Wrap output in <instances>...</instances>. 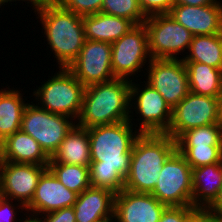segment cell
I'll use <instances>...</instances> for the list:
<instances>
[{
  "mask_svg": "<svg viewBox=\"0 0 222 222\" xmlns=\"http://www.w3.org/2000/svg\"><path fill=\"white\" fill-rule=\"evenodd\" d=\"M130 120L88 128L92 187L107 189L118 194L124 189L129 172L132 148L140 132Z\"/></svg>",
  "mask_w": 222,
  "mask_h": 222,
  "instance_id": "1",
  "label": "cell"
},
{
  "mask_svg": "<svg viewBox=\"0 0 222 222\" xmlns=\"http://www.w3.org/2000/svg\"><path fill=\"white\" fill-rule=\"evenodd\" d=\"M130 85L131 80L115 78L85 87L77 125L88 129L132 121V115H129L133 113L130 110Z\"/></svg>",
  "mask_w": 222,
  "mask_h": 222,
  "instance_id": "2",
  "label": "cell"
},
{
  "mask_svg": "<svg viewBox=\"0 0 222 222\" xmlns=\"http://www.w3.org/2000/svg\"><path fill=\"white\" fill-rule=\"evenodd\" d=\"M176 150V141L169 135L140 134L132 148L124 189L151 194L162 166Z\"/></svg>",
  "mask_w": 222,
  "mask_h": 222,
  "instance_id": "3",
  "label": "cell"
},
{
  "mask_svg": "<svg viewBox=\"0 0 222 222\" xmlns=\"http://www.w3.org/2000/svg\"><path fill=\"white\" fill-rule=\"evenodd\" d=\"M36 12L58 67L68 68L86 40L82 16L63 9L54 0Z\"/></svg>",
  "mask_w": 222,
  "mask_h": 222,
  "instance_id": "4",
  "label": "cell"
},
{
  "mask_svg": "<svg viewBox=\"0 0 222 222\" xmlns=\"http://www.w3.org/2000/svg\"><path fill=\"white\" fill-rule=\"evenodd\" d=\"M59 70L39 86L33 95L40 101V108L76 120L82 110L85 86L67 68Z\"/></svg>",
  "mask_w": 222,
  "mask_h": 222,
  "instance_id": "5",
  "label": "cell"
},
{
  "mask_svg": "<svg viewBox=\"0 0 222 222\" xmlns=\"http://www.w3.org/2000/svg\"><path fill=\"white\" fill-rule=\"evenodd\" d=\"M143 24L152 59H179L177 55L189 49L192 33L169 13L148 16Z\"/></svg>",
  "mask_w": 222,
  "mask_h": 222,
  "instance_id": "6",
  "label": "cell"
},
{
  "mask_svg": "<svg viewBox=\"0 0 222 222\" xmlns=\"http://www.w3.org/2000/svg\"><path fill=\"white\" fill-rule=\"evenodd\" d=\"M72 120V121H71ZM70 117L54 114L40 108L37 103H27L20 130L32 136L45 154L51 158L66 134L76 124Z\"/></svg>",
  "mask_w": 222,
  "mask_h": 222,
  "instance_id": "7",
  "label": "cell"
},
{
  "mask_svg": "<svg viewBox=\"0 0 222 222\" xmlns=\"http://www.w3.org/2000/svg\"><path fill=\"white\" fill-rule=\"evenodd\" d=\"M151 193L167 206H192V168L176 150L164 163Z\"/></svg>",
  "mask_w": 222,
  "mask_h": 222,
  "instance_id": "8",
  "label": "cell"
},
{
  "mask_svg": "<svg viewBox=\"0 0 222 222\" xmlns=\"http://www.w3.org/2000/svg\"><path fill=\"white\" fill-rule=\"evenodd\" d=\"M221 97H211L189 92L188 95L172 109L171 123L166 135L175 141L186 131L218 124Z\"/></svg>",
  "mask_w": 222,
  "mask_h": 222,
  "instance_id": "9",
  "label": "cell"
},
{
  "mask_svg": "<svg viewBox=\"0 0 222 222\" xmlns=\"http://www.w3.org/2000/svg\"><path fill=\"white\" fill-rule=\"evenodd\" d=\"M151 59L144 24L136 25L111 44V67L115 78L130 80L129 77L141 72L139 69Z\"/></svg>",
  "mask_w": 222,
  "mask_h": 222,
  "instance_id": "10",
  "label": "cell"
},
{
  "mask_svg": "<svg viewBox=\"0 0 222 222\" xmlns=\"http://www.w3.org/2000/svg\"><path fill=\"white\" fill-rule=\"evenodd\" d=\"M145 85L140 89L139 84L136 85L131 79L130 108L135 105L136 114L142 120L137 130L141 134H166L171 123L172 109L153 86L147 82Z\"/></svg>",
  "mask_w": 222,
  "mask_h": 222,
  "instance_id": "11",
  "label": "cell"
},
{
  "mask_svg": "<svg viewBox=\"0 0 222 222\" xmlns=\"http://www.w3.org/2000/svg\"><path fill=\"white\" fill-rule=\"evenodd\" d=\"M147 83L153 86L173 109L190 92L188 74L182 59L148 61Z\"/></svg>",
  "mask_w": 222,
  "mask_h": 222,
  "instance_id": "12",
  "label": "cell"
},
{
  "mask_svg": "<svg viewBox=\"0 0 222 222\" xmlns=\"http://www.w3.org/2000/svg\"><path fill=\"white\" fill-rule=\"evenodd\" d=\"M85 87L115 79L111 43L86 39L78 57L67 68Z\"/></svg>",
  "mask_w": 222,
  "mask_h": 222,
  "instance_id": "13",
  "label": "cell"
},
{
  "mask_svg": "<svg viewBox=\"0 0 222 222\" xmlns=\"http://www.w3.org/2000/svg\"><path fill=\"white\" fill-rule=\"evenodd\" d=\"M47 168L48 165L1 161L0 183L2 197L17 200L19 203L16 204V207L26 210V206L34 196L38 181Z\"/></svg>",
  "mask_w": 222,
  "mask_h": 222,
  "instance_id": "14",
  "label": "cell"
},
{
  "mask_svg": "<svg viewBox=\"0 0 222 222\" xmlns=\"http://www.w3.org/2000/svg\"><path fill=\"white\" fill-rule=\"evenodd\" d=\"M77 196V193L66 188L53 172L47 168L42 173L34 196L26 206L25 211H32V215H29L28 218L34 220L36 216L39 217L40 215L41 217L43 214L74 206Z\"/></svg>",
  "mask_w": 222,
  "mask_h": 222,
  "instance_id": "15",
  "label": "cell"
},
{
  "mask_svg": "<svg viewBox=\"0 0 222 222\" xmlns=\"http://www.w3.org/2000/svg\"><path fill=\"white\" fill-rule=\"evenodd\" d=\"M168 206L150 193L126 189L115 195L114 222H159Z\"/></svg>",
  "mask_w": 222,
  "mask_h": 222,
  "instance_id": "16",
  "label": "cell"
},
{
  "mask_svg": "<svg viewBox=\"0 0 222 222\" xmlns=\"http://www.w3.org/2000/svg\"><path fill=\"white\" fill-rule=\"evenodd\" d=\"M169 14L193 36L222 33L221 1L204 6L174 4Z\"/></svg>",
  "mask_w": 222,
  "mask_h": 222,
  "instance_id": "17",
  "label": "cell"
},
{
  "mask_svg": "<svg viewBox=\"0 0 222 222\" xmlns=\"http://www.w3.org/2000/svg\"><path fill=\"white\" fill-rule=\"evenodd\" d=\"M115 193L90 186L77 196L74 203L76 222L114 219Z\"/></svg>",
  "mask_w": 222,
  "mask_h": 222,
  "instance_id": "18",
  "label": "cell"
},
{
  "mask_svg": "<svg viewBox=\"0 0 222 222\" xmlns=\"http://www.w3.org/2000/svg\"><path fill=\"white\" fill-rule=\"evenodd\" d=\"M222 187V162L192 168V206L206 210Z\"/></svg>",
  "mask_w": 222,
  "mask_h": 222,
  "instance_id": "19",
  "label": "cell"
},
{
  "mask_svg": "<svg viewBox=\"0 0 222 222\" xmlns=\"http://www.w3.org/2000/svg\"><path fill=\"white\" fill-rule=\"evenodd\" d=\"M85 39L114 43L136 25L128 19L96 13L82 16Z\"/></svg>",
  "mask_w": 222,
  "mask_h": 222,
  "instance_id": "20",
  "label": "cell"
},
{
  "mask_svg": "<svg viewBox=\"0 0 222 222\" xmlns=\"http://www.w3.org/2000/svg\"><path fill=\"white\" fill-rule=\"evenodd\" d=\"M49 160L39 143L29 134L19 130L5 138L2 161L48 165Z\"/></svg>",
  "mask_w": 222,
  "mask_h": 222,
  "instance_id": "21",
  "label": "cell"
},
{
  "mask_svg": "<svg viewBox=\"0 0 222 222\" xmlns=\"http://www.w3.org/2000/svg\"><path fill=\"white\" fill-rule=\"evenodd\" d=\"M49 162L75 164L89 167L91 164L90 142L87 128L74 125L66 134Z\"/></svg>",
  "mask_w": 222,
  "mask_h": 222,
  "instance_id": "22",
  "label": "cell"
},
{
  "mask_svg": "<svg viewBox=\"0 0 222 222\" xmlns=\"http://www.w3.org/2000/svg\"><path fill=\"white\" fill-rule=\"evenodd\" d=\"M188 74L190 92L222 97V69L199 62H184Z\"/></svg>",
  "mask_w": 222,
  "mask_h": 222,
  "instance_id": "23",
  "label": "cell"
},
{
  "mask_svg": "<svg viewBox=\"0 0 222 222\" xmlns=\"http://www.w3.org/2000/svg\"><path fill=\"white\" fill-rule=\"evenodd\" d=\"M189 55L184 62H199L222 69V33L193 36L189 46Z\"/></svg>",
  "mask_w": 222,
  "mask_h": 222,
  "instance_id": "24",
  "label": "cell"
},
{
  "mask_svg": "<svg viewBox=\"0 0 222 222\" xmlns=\"http://www.w3.org/2000/svg\"><path fill=\"white\" fill-rule=\"evenodd\" d=\"M22 94L18 90H0V135L4 139L19 131L24 109Z\"/></svg>",
  "mask_w": 222,
  "mask_h": 222,
  "instance_id": "25",
  "label": "cell"
},
{
  "mask_svg": "<svg viewBox=\"0 0 222 222\" xmlns=\"http://www.w3.org/2000/svg\"><path fill=\"white\" fill-rule=\"evenodd\" d=\"M48 168L66 188L78 195L91 186L87 166L49 162Z\"/></svg>",
  "mask_w": 222,
  "mask_h": 222,
  "instance_id": "26",
  "label": "cell"
},
{
  "mask_svg": "<svg viewBox=\"0 0 222 222\" xmlns=\"http://www.w3.org/2000/svg\"><path fill=\"white\" fill-rule=\"evenodd\" d=\"M177 146H222V131L218 124H210L190 129L177 140Z\"/></svg>",
  "mask_w": 222,
  "mask_h": 222,
  "instance_id": "27",
  "label": "cell"
},
{
  "mask_svg": "<svg viewBox=\"0 0 222 222\" xmlns=\"http://www.w3.org/2000/svg\"><path fill=\"white\" fill-rule=\"evenodd\" d=\"M101 13L131 20L135 25L143 24L147 18L139 0H103Z\"/></svg>",
  "mask_w": 222,
  "mask_h": 222,
  "instance_id": "28",
  "label": "cell"
},
{
  "mask_svg": "<svg viewBox=\"0 0 222 222\" xmlns=\"http://www.w3.org/2000/svg\"><path fill=\"white\" fill-rule=\"evenodd\" d=\"M191 168L222 162V146H177Z\"/></svg>",
  "mask_w": 222,
  "mask_h": 222,
  "instance_id": "29",
  "label": "cell"
},
{
  "mask_svg": "<svg viewBox=\"0 0 222 222\" xmlns=\"http://www.w3.org/2000/svg\"><path fill=\"white\" fill-rule=\"evenodd\" d=\"M63 9L86 16L101 12L103 0H54Z\"/></svg>",
  "mask_w": 222,
  "mask_h": 222,
  "instance_id": "30",
  "label": "cell"
},
{
  "mask_svg": "<svg viewBox=\"0 0 222 222\" xmlns=\"http://www.w3.org/2000/svg\"><path fill=\"white\" fill-rule=\"evenodd\" d=\"M196 211L193 206H168L159 222H187Z\"/></svg>",
  "mask_w": 222,
  "mask_h": 222,
  "instance_id": "31",
  "label": "cell"
},
{
  "mask_svg": "<svg viewBox=\"0 0 222 222\" xmlns=\"http://www.w3.org/2000/svg\"><path fill=\"white\" fill-rule=\"evenodd\" d=\"M175 0H139L144 14L148 17L154 14L169 13Z\"/></svg>",
  "mask_w": 222,
  "mask_h": 222,
  "instance_id": "32",
  "label": "cell"
},
{
  "mask_svg": "<svg viewBox=\"0 0 222 222\" xmlns=\"http://www.w3.org/2000/svg\"><path fill=\"white\" fill-rule=\"evenodd\" d=\"M36 217L35 222H76L74 207H66Z\"/></svg>",
  "mask_w": 222,
  "mask_h": 222,
  "instance_id": "33",
  "label": "cell"
},
{
  "mask_svg": "<svg viewBox=\"0 0 222 222\" xmlns=\"http://www.w3.org/2000/svg\"><path fill=\"white\" fill-rule=\"evenodd\" d=\"M13 200L7 199L5 197H0V222H14L16 219V209L12 202ZM13 204V205H12ZM14 207V208H13ZM25 220H20L19 222H27L28 217Z\"/></svg>",
  "mask_w": 222,
  "mask_h": 222,
  "instance_id": "34",
  "label": "cell"
},
{
  "mask_svg": "<svg viewBox=\"0 0 222 222\" xmlns=\"http://www.w3.org/2000/svg\"><path fill=\"white\" fill-rule=\"evenodd\" d=\"M206 211L216 220H222V187L217 198L206 209Z\"/></svg>",
  "mask_w": 222,
  "mask_h": 222,
  "instance_id": "35",
  "label": "cell"
},
{
  "mask_svg": "<svg viewBox=\"0 0 222 222\" xmlns=\"http://www.w3.org/2000/svg\"><path fill=\"white\" fill-rule=\"evenodd\" d=\"M214 218L206 210H197L187 222H212Z\"/></svg>",
  "mask_w": 222,
  "mask_h": 222,
  "instance_id": "36",
  "label": "cell"
},
{
  "mask_svg": "<svg viewBox=\"0 0 222 222\" xmlns=\"http://www.w3.org/2000/svg\"><path fill=\"white\" fill-rule=\"evenodd\" d=\"M217 0H175L174 4H183L190 6H204L209 4L218 3Z\"/></svg>",
  "mask_w": 222,
  "mask_h": 222,
  "instance_id": "37",
  "label": "cell"
},
{
  "mask_svg": "<svg viewBox=\"0 0 222 222\" xmlns=\"http://www.w3.org/2000/svg\"><path fill=\"white\" fill-rule=\"evenodd\" d=\"M13 1L16 2L17 0H4L5 3H8V2L10 3ZM22 1H28V3L31 2V6H33V9H35L34 12L36 13V11L41 9L44 5L50 3L52 0H22Z\"/></svg>",
  "mask_w": 222,
  "mask_h": 222,
  "instance_id": "38",
  "label": "cell"
},
{
  "mask_svg": "<svg viewBox=\"0 0 222 222\" xmlns=\"http://www.w3.org/2000/svg\"><path fill=\"white\" fill-rule=\"evenodd\" d=\"M218 125L221 128L222 131V97L220 100V105H219V120H218Z\"/></svg>",
  "mask_w": 222,
  "mask_h": 222,
  "instance_id": "39",
  "label": "cell"
},
{
  "mask_svg": "<svg viewBox=\"0 0 222 222\" xmlns=\"http://www.w3.org/2000/svg\"><path fill=\"white\" fill-rule=\"evenodd\" d=\"M4 137H2L0 135V162L2 161V156H3V152H4Z\"/></svg>",
  "mask_w": 222,
  "mask_h": 222,
  "instance_id": "40",
  "label": "cell"
},
{
  "mask_svg": "<svg viewBox=\"0 0 222 222\" xmlns=\"http://www.w3.org/2000/svg\"><path fill=\"white\" fill-rule=\"evenodd\" d=\"M95 222H114V219H104V220H98Z\"/></svg>",
  "mask_w": 222,
  "mask_h": 222,
  "instance_id": "41",
  "label": "cell"
},
{
  "mask_svg": "<svg viewBox=\"0 0 222 222\" xmlns=\"http://www.w3.org/2000/svg\"><path fill=\"white\" fill-rule=\"evenodd\" d=\"M3 4L5 5L4 0H0V8H1V6H2Z\"/></svg>",
  "mask_w": 222,
  "mask_h": 222,
  "instance_id": "42",
  "label": "cell"
},
{
  "mask_svg": "<svg viewBox=\"0 0 222 222\" xmlns=\"http://www.w3.org/2000/svg\"><path fill=\"white\" fill-rule=\"evenodd\" d=\"M212 222H222V220H216V219H214Z\"/></svg>",
  "mask_w": 222,
  "mask_h": 222,
  "instance_id": "43",
  "label": "cell"
}]
</instances>
